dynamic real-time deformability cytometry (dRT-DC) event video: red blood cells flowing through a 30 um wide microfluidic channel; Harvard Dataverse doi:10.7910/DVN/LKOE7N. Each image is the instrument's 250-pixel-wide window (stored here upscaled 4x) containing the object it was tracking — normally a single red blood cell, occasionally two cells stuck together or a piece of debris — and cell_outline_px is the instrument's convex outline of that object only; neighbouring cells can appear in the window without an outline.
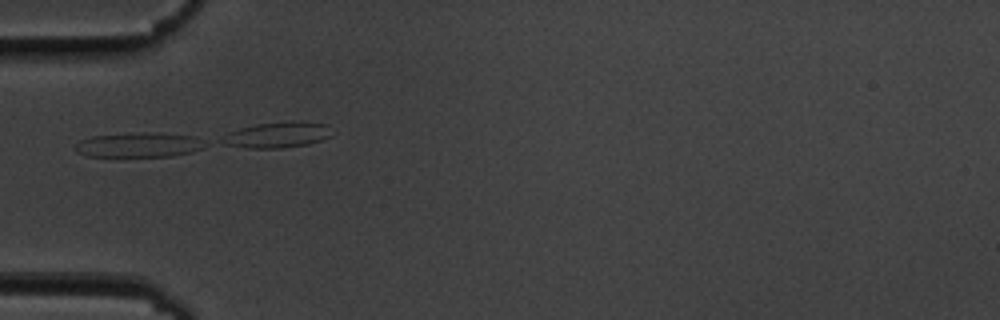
{"species": "common noctule bat (a hibernating species)", "species_latin": "Nyctalus noctula", "temperature_condition": "cold", "stored_images_in_passage": 4, "camera_frame_rate_fps": 3000, "um_per_image_px": 0.085, "animal": {"sex": "male", "body_mass_g": 19.5, "forearm_length_mm": 54.6}, "frame": {"image": 1, "passage_image": 2, "time_ms": 0.333, "image_size_px": [1000, 320], "cell_outline_px": [[212, 144], [204, 148], [192, 152], [172, 156], [88, 156], [76, 152], [76, 144], [80, 140], [92, 136], [144, 132], [156, 132], [196, 136]], "centroid_in_image_um": [11.93, 12.3], "position_along_channel_um": 73.1, "area_um2": 18.96}}